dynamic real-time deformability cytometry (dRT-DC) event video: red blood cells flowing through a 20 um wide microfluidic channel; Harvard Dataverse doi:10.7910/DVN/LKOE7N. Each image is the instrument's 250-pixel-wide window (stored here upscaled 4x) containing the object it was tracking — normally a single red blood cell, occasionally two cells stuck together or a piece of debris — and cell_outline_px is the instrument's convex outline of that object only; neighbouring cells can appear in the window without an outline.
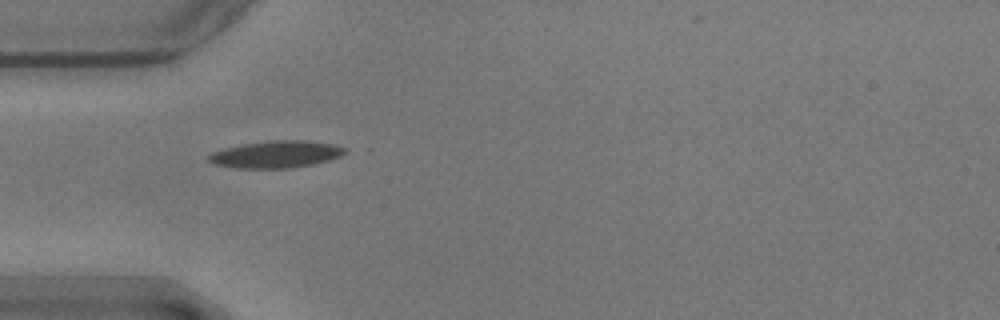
{"species": "common noctule bat (a hibernating species)", "species_latin": "Nyctalus noctula", "temperature_condition": "warm", "stored_images_in_passage": 24, "camera_frame_rate_fps": 3000, "um_per_image_px": 0.085, "animal": {"sex": "male", "body_mass_g": 17.9}, "frame": {"image": 1, "passage_image": 1, "time_ms": 0.0, "image_size_px": [1000, 320], "cell_outline_px": [[344, 152], [340, 156], [328, 160], [312, 164], [292, 168], [236, 168], [216, 164], [208, 160], [208, 156], [212, 152], [224, 148], [240, 144], [272, 140], [304, 140], [336, 144], [344, 148]], "centroid_in_image_um": [23.44, 13.11], "position_along_channel_um": 61.6, "area_um2": 21.39}}
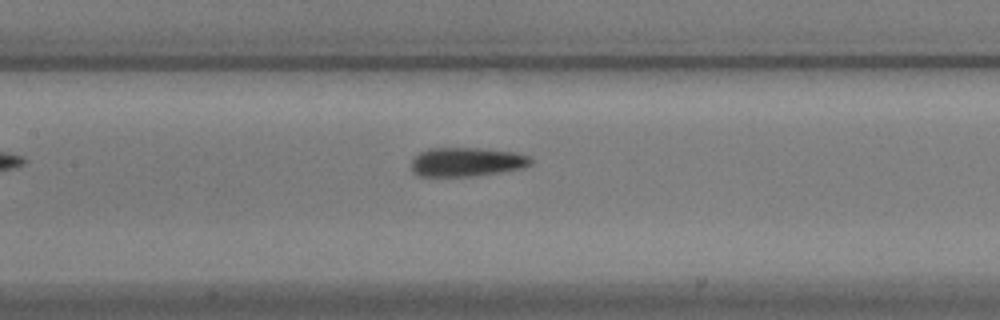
{"frame": {"image": 2, "passage_image": 10, "time_ms": 3.0, "image_size_px": [1000, 320], "cell_outline_px": [[532, 164], [524, 168], [500, 172], [472, 176], [416, 176], [412, 172], [412, 160], [420, 152], [428, 148], [480, 148], [516, 152], [528, 156], [532, 160]], "centroid_in_image_um": [39.67, 13.76], "position_along_channel_um": 167.7, "area_um2": 20.29}}
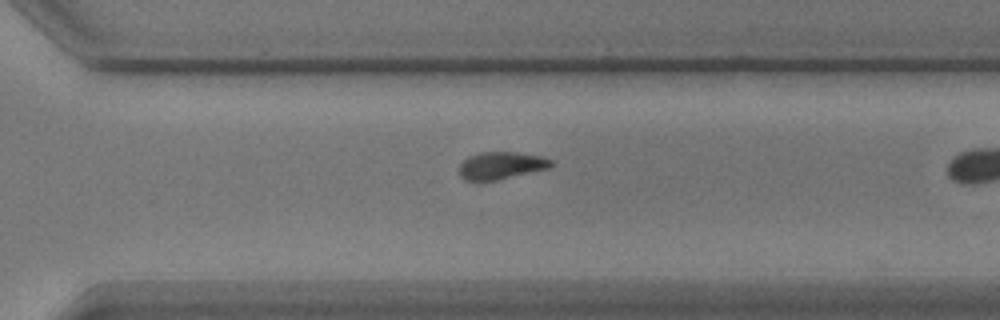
{"frame": {"image": 3, "passage_image": 20, "time_ms": 6.333, "image_size_px": [1000, 320], "cell_outline_px": [[556, 164], [548, 168], [496, 180], [476, 184], [464, 180], [460, 176], [460, 164], [468, 156], [480, 152], [516, 152], [540, 156], [552, 160]], "centroid_in_image_um": [42.54, 14.1], "position_along_channel_um": 328.1, "area_um2": 14.97}}